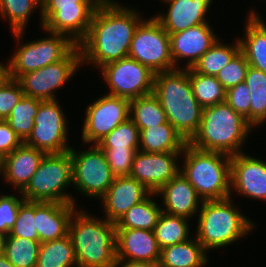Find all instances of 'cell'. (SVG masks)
<instances>
[{
    "label": "cell",
    "instance_id": "6da1fadb",
    "mask_svg": "<svg viewBox=\"0 0 266 267\" xmlns=\"http://www.w3.org/2000/svg\"><path fill=\"white\" fill-rule=\"evenodd\" d=\"M142 16L133 8L103 0L97 7L86 37L78 44L83 63L96 67L128 57L131 41Z\"/></svg>",
    "mask_w": 266,
    "mask_h": 267
},
{
    "label": "cell",
    "instance_id": "7a4b0ae2",
    "mask_svg": "<svg viewBox=\"0 0 266 267\" xmlns=\"http://www.w3.org/2000/svg\"><path fill=\"white\" fill-rule=\"evenodd\" d=\"M180 69L155 73L153 94L168 122L189 143L200 128L203 108L194 96L188 68Z\"/></svg>",
    "mask_w": 266,
    "mask_h": 267
},
{
    "label": "cell",
    "instance_id": "3957f363",
    "mask_svg": "<svg viewBox=\"0 0 266 267\" xmlns=\"http://www.w3.org/2000/svg\"><path fill=\"white\" fill-rule=\"evenodd\" d=\"M77 211L71 216L68 234L78 267H113L117 260L116 224Z\"/></svg>",
    "mask_w": 266,
    "mask_h": 267
},
{
    "label": "cell",
    "instance_id": "277c9868",
    "mask_svg": "<svg viewBox=\"0 0 266 267\" xmlns=\"http://www.w3.org/2000/svg\"><path fill=\"white\" fill-rule=\"evenodd\" d=\"M251 128L241 114L223 102L203 109L200 128L189 144L199 150L233 156L243 152L241 147Z\"/></svg>",
    "mask_w": 266,
    "mask_h": 267
},
{
    "label": "cell",
    "instance_id": "5b68a950",
    "mask_svg": "<svg viewBox=\"0 0 266 267\" xmlns=\"http://www.w3.org/2000/svg\"><path fill=\"white\" fill-rule=\"evenodd\" d=\"M184 167L180 172L196 189L202 201L220 200L230 196L231 156L203 151L187 143L183 149Z\"/></svg>",
    "mask_w": 266,
    "mask_h": 267
},
{
    "label": "cell",
    "instance_id": "8992f818",
    "mask_svg": "<svg viewBox=\"0 0 266 267\" xmlns=\"http://www.w3.org/2000/svg\"><path fill=\"white\" fill-rule=\"evenodd\" d=\"M232 203L231 196L201 203L195 237L206 251L226 247L253 230L254 223Z\"/></svg>",
    "mask_w": 266,
    "mask_h": 267
},
{
    "label": "cell",
    "instance_id": "52a82bcc",
    "mask_svg": "<svg viewBox=\"0 0 266 267\" xmlns=\"http://www.w3.org/2000/svg\"><path fill=\"white\" fill-rule=\"evenodd\" d=\"M72 184L70 152L51 153L44 156L30 182L19 193L26 201L76 204L72 195L64 192Z\"/></svg>",
    "mask_w": 266,
    "mask_h": 267
},
{
    "label": "cell",
    "instance_id": "ba28073f",
    "mask_svg": "<svg viewBox=\"0 0 266 267\" xmlns=\"http://www.w3.org/2000/svg\"><path fill=\"white\" fill-rule=\"evenodd\" d=\"M145 20L134 32L128 57L154 73L176 69L171 57L170 35L154 17Z\"/></svg>",
    "mask_w": 266,
    "mask_h": 267
},
{
    "label": "cell",
    "instance_id": "9c48e42d",
    "mask_svg": "<svg viewBox=\"0 0 266 267\" xmlns=\"http://www.w3.org/2000/svg\"><path fill=\"white\" fill-rule=\"evenodd\" d=\"M50 33L48 38L38 39L19 46L9 60V75L17 80L25 73L63 60L76 46L64 34Z\"/></svg>",
    "mask_w": 266,
    "mask_h": 267
},
{
    "label": "cell",
    "instance_id": "30bf717a",
    "mask_svg": "<svg viewBox=\"0 0 266 267\" xmlns=\"http://www.w3.org/2000/svg\"><path fill=\"white\" fill-rule=\"evenodd\" d=\"M72 158L73 186L84 196L101 198L112 185L114 175L107 163L103 150L97 145L83 152L72 147L69 150Z\"/></svg>",
    "mask_w": 266,
    "mask_h": 267
},
{
    "label": "cell",
    "instance_id": "8fae6325",
    "mask_svg": "<svg viewBox=\"0 0 266 267\" xmlns=\"http://www.w3.org/2000/svg\"><path fill=\"white\" fill-rule=\"evenodd\" d=\"M100 71L110 87L109 95L131 100L153 93L155 73L130 57L108 63Z\"/></svg>",
    "mask_w": 266,
    "mask_h": 267
},
{
    "label": "cell",
    "instance_id": "7c38bea8",
    "mask_svg": "<svg viewBox=\"0 0 266 267\" xmlns=\"http://www.w3.org/2000/svg\"><path fill=\"white\" fill-rule=\"evenodd\" d=\"M81 51L77 45L63 60L21 75L20 83L25 96L39 100H56V89L65 85L82 65Z\"/></svg>",
    "mask_w": 266,
    "mask_h": 267
},
{
    "label": "cell",
    "instance_id": "4fadbf2b",
    "mask_svg": "<svg viewBox=\"0 0 266 267\" xmlns=\"http://www.w3.org/2000/svg\"><path fill=\"white\" fill-rule=\"evenodd\" d=\"M63 113L57 99L40 100L32 133L24 143L46 154L69 151L71 149L67 145L69 129Z\"/></svg>",
    "mask_w": 266,
    "mask_h": 267
},
{
    "label": "cell",
    "instance_id": "5bb4252c",
    "mask_svg": "<svg viewBox=\"0 0 266 267\" xmlns=\"http://www.w3.org/2000/svg\"><path fill=\"white\" fill-rule=\"evenodd\" d=\"M130 100L106 94L87 106L82 139L97 144L119 124L129 119Z\"/></svg>",
    "mask_w": 266,
    "mask_h": 267
},
{
    "label": "cell",
    "instance_id": "9a60e30c",
    "mask_svg": "<svg viewBox=\"0 0 266 267\" xmlns=\"http://www.w3.org/2000/svg\"><path fill=\"white\" fill-rule=\"evenodd\" d=\"M182 152L152 153L138 150L134 154L130 177L142 183L151 193H156L181 170L178 157Z\"/></svg>",
    "mask_w": 266,
    "mask_h": 267
},
{
    "label": "cell",
    "instance_id": "2e32d148",
    "mask_svg": "<svg viewBox=\"0 0 266 267\" xmlns=\"http://www.w3.org/2000/svg\"><path fill=\"white\" fill-rule=\"evenodd\" d=\"M97 7H68L59 10H41V23L45 32L64 34L75 44L87 35Z\"/></svg>",
    "mask_w": 266,
    "mask_h": 267
},
{
    "label": "cell",
    "instance_id": "e0dca14e",
    "mask_svg": "<svg viewBox=\"0 0 266 267\" xmlns=\"http://www.w3.org/2000/svg\"><path fill=\"white\" fill-rule=\"evenodd\" d=\"M230 189L246 197L266 200V162L244 152L231 156Z\"/></svg>",
    "mask_w": 266,
    "mask_h": 267
},
{
    "label": "cell",
    "instance_id": "ac0fdd59",
    "mask_svg": "<svg viewBox=\"0 0 266 267\" xmlns=\"http://www.w3.org/2000/svg\"><path fill=\"white\" fill-rule=\"evenodd\" d=\"M151 192L135 178L130 176L114 177L112 185L100 198L108 221L117 223L134 205L146 199Z\"/></svg>",
    "mask_w": 266,
    "mask_h": 267
},
{
    "label": "cell",
    "instance_id": "d6986e66",
    "mask_svg": "<svg viewBox=\"0 0 266 267\" xmlns=\"http://www.w3.org/2000/svg\"><path fill=\"white\" fill-rule=\"evenodd\" d=\"M209 23L190 27L184 31L170 34L171 57L174 67L179 59H188L187 68H192L200 57L216 42L218 39Z\"/></svg>",
    "mask_w": 266,
    "mask_h": 267
},
{
    "label": "cell",
    "instance_id": "ffe728a7",
    "mask_svg": "<svg viewBox=\"0 0 266 267\" xmlns=\"http://www.w3.org/2000/svg\"><path fill=\"white\" fill-rule=\"evenodd\" d=\"M160 252L161 249L153 231L116 228L117 260L158 262Z\"/></svg>",
    "mask_w": 266,
    "mask_h": 267
},
{
    "label": "cell",
    "instance_id": "44dd1931",
    "mask_svg": "<svg viewBox=\"0 0 266 267\" xmlns=\"http://www.w3.org/2000/svg\"><path fill=\"white\" fill-rule=\"evenodd\" d=\"M75 204L34 201V218L40 243L57 240L69 233Z\"/></svg>",
    "mask_w": 266,
    "mask_h": 267
},
{
    "label": "cell",
    "instance_id": "7402d4cb",
    "mask_svg": "<svg viewBox=\"0 0 266 267\" xmlns=\"http://www.w3.org/2000/svg\"><path fill=\"white\" fill-rule=\"evenodd\" d=\"M212 0H169L168 10L165 14H159L154 18L162 25L163 29L170 35L184 31L190 27L209 23L206 21Z\"/></svg>",
    "mask_w": 266,
    "mask_h": 267
},
{
    "label": "cell",
    "instance_id": "603a6c76",
    "mask_svg": "<svg viewBox=\"0 0 266 267\" xmlns=\"http://www.w3.org/2000/svg\"><path fill=\"white\" fill-rule=\"evenodd\" d=\"M156 194L162 196L165 205L163 206L165 209H162L163 212L187 219L199 212L200 208L198 207H201L203 202L196 189L181 172L162 186Z\"/></svg>",
    "mask_w": 266,
    "mask_h": 267
},
{
    "label": "cell",
    "instance_id": "cb8c5ba5",
    "mask_svg": "<svg viewBox=\"0 0 266 267\" xmlns=\"http://www.w3.org/2000/svg\"><path fill=\"white\" fill-rule=\"evenodd\" d=\"M45 155V152L22 143L5 156L4 179L21 192L30 182Z\"/></svg>",
    "mask_w": 266,
    "mask_h": 267
},
{
    "label": "cell",
    "instance_id": "d4e9b609",
    "mask_svg": "<svg viewBox=\"0 0 266 267\" xmlns=\"http://www.w3.org/2000/svg\"><path fill=\"white\" fill-rule=\"evenodd\" d=\"M245 26V36L239 39L241 52L249 66L266 73V23L251 9Z\"/></svg>",
    "mask_w": 266,
    "mask_h": 267
},
{
    "label": "cell",
    "instance_id": "484cf974",
    "mask_svg": "<svg viewBox=\"0 0 266 267\" xmlns=\"http://www.w3.org/2000/svg\"><path fill=\"white\" fill-rule=\"evenodd\" d=\"M186 144L170 122L140 130L139 150L142 152H183Z\"/></svg>",
    "mask_w": 266,
    "mask_h": 267
},
{
    "label": "cell",
    "instance_id": "4316f807",
    "mask_svg": "<svg viewBox=\"0 0 266 267\" xmlns=\"http://www.w3.org/2000/svg\"><path fill=\"white\" fill-rule=\"evenodd\" d=\"M207 251L195 239H188L161 249L159 267H204L207 264Z\"/></svg>",
    "mask_w": 266,
    "mask_h": 267
},
{
    "label": "cell",
    "instance_id": "83f0119b",
    "mask_svg": "<svg viewBox=\"0 0 266 267\" xmlns=\"http://www.w3.org/2000/svg\"><path fill=\"white\" fill-rule=\"evenodd\" d=\"M78 267L70 235L41 243L36 267Z\"/></svg>",
    "mask_w": 266,
    "mask_h": 267
},
{
    "label": "cell",
    "instance_id": "f1b7e54d",
    "mask_svg": "<svg viewBox=\"0 0 266 267\" xmlns=\"http://www.w3.org/2000/svg\"><path fill=\"white\" fill-rule=\"evenodd\" d=\"M129 118L139 131L168 122L160 101L153 93L130 100Z\"/></svg>",
    "mask_w": 266,
    "mask_h": 267
},
{
    "label": "cell",
    "instance_id": "f546056e",
    "mask_svg": "<svg viewBox=\"0 0 266 267\" xmlns=\"http://www.w3.org/2000/svg\"><path fill=\"white\" fill-rule=\"evenodd\" d=\"M155 195L151 193L142 202L132 206L116 223V228L153 231L162 213L161 207L151 198Z\"/></svg>",
    "mask_w": 266,
    "mask_h": 267
},
{
    "label": "cell",
    "instance_id": "4dcf8cb0",
    "mask_svg": "<svg viewBox=\"0 0 266 267\" xmlns=\"http://www.w3.org/2000/svg\"><path fill=\"white\" fill-rule=\"evenodd\" d=\"M241 51L240 42L237 40L232 46L216 42L200 57L192 69L203 75L216 76Z\"/></svg>",
    "mask_w": 266,
    "mask_h": 267
},
{
    "label": "cell",
    "instance_id": "1f68e13d",
    "mask_svg": "<svg viewBox=\"0 0 266 267\" xmlns=\"http://www.w3.org/2000/svg\"><path fill=\"white\" fill-rule=\"evenodd\" d=\"M187 218L162 211L153 230L160 249L182 243L189 238Z\"/></svg>",
    "mask_w": 266,
    "mask_h": 267
},
{
    "label": "cell",
    "instance_id": "d6a6232c",
    "mask_svg": "<svg viewBox=\"0 0 266 267\" xmlns=\"http://www.w3.org/2000/svg\"><path fill=\"white\" fill-rule=\"evenodd\" d=\"M245 82L251 92L250 125L255 127L266 121V73L249 66Z\"/></svg>",
    "mask_w": 266,
    "mask_h": 267
},
{
    "label": "cell",
    "instance_id": "836d02e7",
    "mask_svg": "<svg viewBox=\"0 0 266 267\" xmlns=\"http://www.w3.org/2000/svg\"><path fill=\"white\" fill-rule=\"evenodd\" d=\"M188 74L194 96L203 109L225 102L226 90L216 76L203 75L192 68H188Z\"/></svg>",
    "mask_w": 266,
    "mask_h": 267
},
{
    "label": "cell",
    "instance_id": "e575fe53",
    "mask_svg": "<svg viewBox=\"0 0 266 267\" xmlns=\"http://www.w3.org/2000/svg\"><path fill=\"white\" fill-rule=\"evenodd\" d=\"M40 241L5 235L3 254L14 267H36Z\"/></svg>",
    "mask_w": 266,
    "mask_h": 267
},
{
    "label": "cell",
    "instance_id": "d590c367",
    "mask_svg": "<svg viewBox=\"0 0 266 267\" xmlns=\"http://www.w3.org/2000/svg\"><path fill=\"white\" fill-rule=\"evenodd\" d=\"M41 6L40 0H0V15L8 18L17 41L22 38L31 12L39 7L41 13Z\"/></svg>",
    "mask_w": 266,
    "mask_h": 267
},
{
    "label": "cell",
    "instance_id": "8d00e7d4",
    "mask_svg": "<svg viewBox=\"0 0 266 267\" xmlns=\"http://www.w3.org/2000/svg\"><path fill=\"white\" fill-rule=\"evenodd\" d=\"M40 100L33 97L23 96L12 109L10 116L6 119L11 129L24 143L31 135L34 127V117L37 114Z\"/></svg>",
    "mask_w": 266,
    "mask_h": 267
},
{
    "label": "cell",
    "instance_id": "74e56055",
    "mask_svg": "<svg viewBox=\"0 0 266 267\" xmlns=\"http://www.w3.org/2000/svg\"><path fill=\"white\" fill-rule=\"evenodd\" d=\"M140 131L129 118L119 124L106 135L97 145L101 149H139Z\"/></svg>",
    "mask_w": 266,
    "mask_h": 267
},
{
    "label": "cell",
    "instance_id": "f35d334b",
    "mask_svg": "<svg viewBox=\"0 0 266 267\" xmlns=\"http://www.w3.org/2000/svg\"><path fill=\"white\" fill-rule=\"evenodd\" d=\"M35 226L34 201L24 200L19 206L16 221L9 235L39 241Z\"/></svg>",
    "mask_w": 266,
    "mask_h": 267
},
{
    "label": "cell",
    "instance_id": "ab89813d",
    "mask_svg": "<svg viewBox=\"0 0 266 267\" xmlns=\"http://www.w3.org/2000/svg\"><path fill=\"white\" fill-rule=\"evenodd\" d=\"M249 64L245 55L240 51L227 65L216 75L217 80L225 90L245 81Z\"/></svg>",
    "mask_w": 266,
    "mask_h": 267
},
{
    "label": "cell",
    "instance_id": "60d3db41",
    "mask_svg": "<svg viewBox=\"0 0 266 267\" xmlns=\"http://www.w3.org/2000/svg\"><path fill=\"white\" fill-rule=\"evenodd\" d=\"M112 174L129 176L132 169L134 154L139 149H102Z\"/></svg>",
    "mask_w": 266,
    "mask_h": 267
},
{
    "label": "cell",
    "instance_id": "b9f144b4",
    "mask_svg": "<svg viewBox=\"0 0 266 267\" xmlns=\"http://www.w3.org/2000/svg\"><path fill=\"white\" fill-rule=\"evenodd\" d=\"M250 89L246 82L226 90L225 102L237 113L241 114L250 124Z\"/></svg>",
    "mask_w": 266,
    "mask_h": 267
},
{
    "label": "cell",
    "instance_id": "7bdbcfd3",
    "mask_svg": "<svg viewBox=\"0 0 266 267\" xmlns=\"http://www.w3.org/2000/svg\"><path fill=\"white\" fill-rule=\"evenodd\" d=\"M23 96L21 85L15 79L9 78L0 87V120H6L10 116L12 109Z\"/></svg>",
    "mask_w": 266,
    "mask_h": 267
},
{
    "label": "cell",
    "instance_id": "ee69618b",
    "mask_svg": "<svg viewBox=\"0 0 266 267\" xmlns=\"http://www.w3.org/2000/svg\"><path fill=\"white\" fill-rule=\"evenodd\" d=\"M25 199L14 195H0V233L7 235L13 227L20 204Z\"/></svg>",
    "mask_w": 266,
    "mask_h": 267
},
{
    "label": "cell",
    "instance_id": "f6af8a7d",
    "mask_svg": "<svg viewBox=\"0 0 266 267\" xmlns=\"http://www.w3.org/2000/svg\"><path fill=\"white\" fill-rule=\"evenodd\" d=\"M23 142L11 129L6 120H0V152L7 156L17 149Z\"/></svg>",
    "mask_w": 266,
    "mask_h": 267
},
{
    "label": "cell",
    "instance_id": "bcb514c9",
    "mask_svg": "<svg viewBox=\"0 0 266 267\" xmlns=\"http://www.w3.org/2000/svg\"><path fill=\"white\" fill-rule=\"evenodd\" d=\"M103 0H45L41 10H59L68 7H98Z\"/></svg>",
    "mask_w": 266,
    "mask_h": 267
},
{
    "label": "cell",
    "instance_id": "7dc6e473",
    "mask_svg": "<svg viewBox=\"0 0 266 267\" xmlns=\"http://www.w3.org/2000/svg\"><path fill=\"white\" fill-rule=\"evenodd\" d=\"M159 267L158 262L116 260L113 267Z\"/></svg>",
    "mask_w": 266,
    "mask_h": 267
},
{
    "label": "cell",
    "instance_id": "c3c4849f",
    "mask_svg": "<svg viewBox=\"0 0 266 267\" xmlns=\"http://www.w3.org/2000/svg\"><path fill=\"white\" fill-rule=\"evenodd\" d=\"M10 78L9 63L3 65L0 63V87Z\"/></svg>",
    "mask_w": 266,
    "mask_h": 267
},
{
    "label": "cell",
    "instance_id": "681fc988",
    "mask_svg": "<svg viewBox=\"0 0 266 267\" xmlns=\"http://www.w3.org/2000/svg\"><path fill=\"white\" fill-rule=\"evenodd\" d=\"M0 267H14L4 254L0 255Z\"/></svg>",
    "mask_w": 266,
    "mask_h": 267
},
{
    "label": "cell",
    "instance_id": "f907efd6",
    "mask_svg": "<svg viewBox=\"0 0 266 267\" xmlns=\"http://www.w3.org/2000/svg\"><path fill=\"white\" fill-rule=\"evenodd\" d=\"M5 156L0 152V174H3ZM2 172V173H1Z\"/></svg>",
    "mask_w": 266,
    "mask_h": 267
},
{
    "label": "cell",
    "instance_id": "816d5d0a",
    "mask_svg": "<svg viewBox=\"0 0 266 267\" xmlns=\"http://www.w3.org/2000/svg\"><path fill=\"white\" fill-rule=\"evenodd\" d=\"M4 238H5V235L0 233V255L3 254Z\"/></svg>",
    "mask_w": 266,
    "mask_h": 267
}]
</instances>
